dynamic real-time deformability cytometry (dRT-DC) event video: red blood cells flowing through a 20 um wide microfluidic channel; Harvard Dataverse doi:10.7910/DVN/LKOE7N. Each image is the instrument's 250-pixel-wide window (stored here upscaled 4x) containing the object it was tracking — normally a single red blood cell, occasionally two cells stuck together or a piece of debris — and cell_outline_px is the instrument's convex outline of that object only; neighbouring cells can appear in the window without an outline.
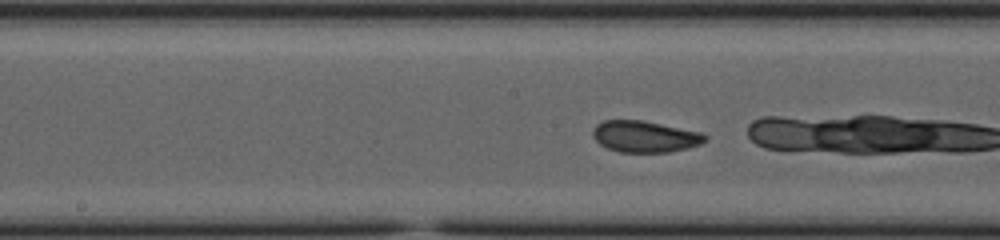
{"species": "common noctule bat (a hibernating species)", "species_latin": "Nyctalus noctula", "temperature_condition": "cold", "stored_images_in_passage": 37, "camera_frame_rate_fps": 3000, "um_per_image_px": 0.085, "animal": {"sex": "female", "body_mass_g": 23.0, "forearm_length_mm": 53.4}, "frame": {"image": 1, "passage_image": 18, "time_ms": 5.667, "image_size_px": [1000, 240], "cell_outline_px": [[708, 140], [700, 144], [688, 148], [668, 152], [620, 152], [608, 148], [600, 144], [592, 136], [592, 132], [596, 124], [604, 120], [644, 120], [700, 132], [708, 136]], "centroid_in_image_um": [54.82, 11.6], "position_along_channel_um": 193.4, "area_um2": 20.63}, "authors_computed_cell_mechanics": {"area_um2": 20.6924, "velocity_mm_per_s": 3.6479, "shape_relaxation_time_tau1_ms": 3.4362, "shape_relaxation_time_tau2_ms": 1.7674, "deformation_change_tau1": 0.0908, "deformation_change_tau2": 0.0524}}